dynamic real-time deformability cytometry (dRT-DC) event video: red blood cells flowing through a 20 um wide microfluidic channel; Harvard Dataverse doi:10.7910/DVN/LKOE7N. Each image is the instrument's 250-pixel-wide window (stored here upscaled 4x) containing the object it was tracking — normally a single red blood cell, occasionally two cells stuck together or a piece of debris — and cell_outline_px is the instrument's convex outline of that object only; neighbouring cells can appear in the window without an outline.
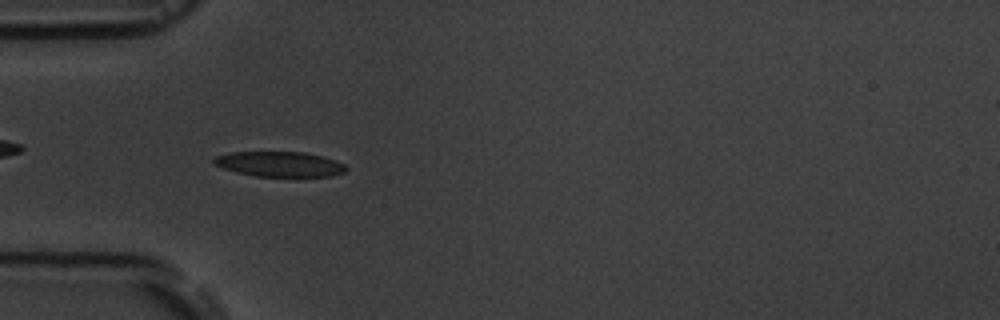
{"species": "common noctule bat (a hibernating species)", "species_latin": "Nyctalus noctula", "temperature_condition": "room temperature", "stored_images_in_passage": 7, "camera_frame_rate_fps": 3000, "um_per_image_px": 0.085, "animal": {"sex": "male", "body_mass_g": 19.5, "forearm_length_mm": 54.6}, "frame": {"image": 1, "passage_image": 6, "time_ms": 5.667, "image_size_px": [1000, 320], "cell_outline_px": [[348, 168], [344, 172], [332, 176], [256, 176], [236, 172], [212, 164], [212, 160], [216, 156], [232, 152], [304, 152], [320, 156], [344, 164]], "centroid_in_image_um": [23.73, 13.95], "position_along_channel_um": 61.3, "area_um2": 19.13}}
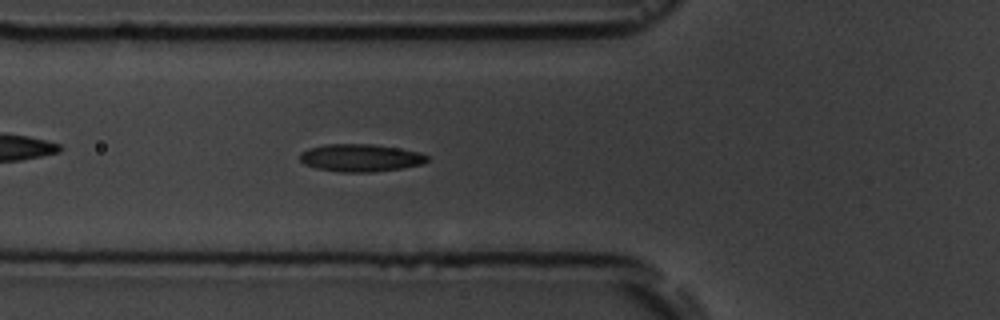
{"frame": {"image": 2, "passage_image": 7, "time_ms": 6.667, "image_size_px": [1000, 320], "cell_outline_px": [[428, 160], [424, 164], [400, 168], [372, 172], [340, 172], [316, 168], [304, 164], [300, 160], [300, 152], [308, 148], [324, 144], [372, 144], [420, 152], [428, 156]], "centroid_in_image_um": [30.62, 13.41], "position_along_channel_um": 95.2, "area_um2": 20.46}}